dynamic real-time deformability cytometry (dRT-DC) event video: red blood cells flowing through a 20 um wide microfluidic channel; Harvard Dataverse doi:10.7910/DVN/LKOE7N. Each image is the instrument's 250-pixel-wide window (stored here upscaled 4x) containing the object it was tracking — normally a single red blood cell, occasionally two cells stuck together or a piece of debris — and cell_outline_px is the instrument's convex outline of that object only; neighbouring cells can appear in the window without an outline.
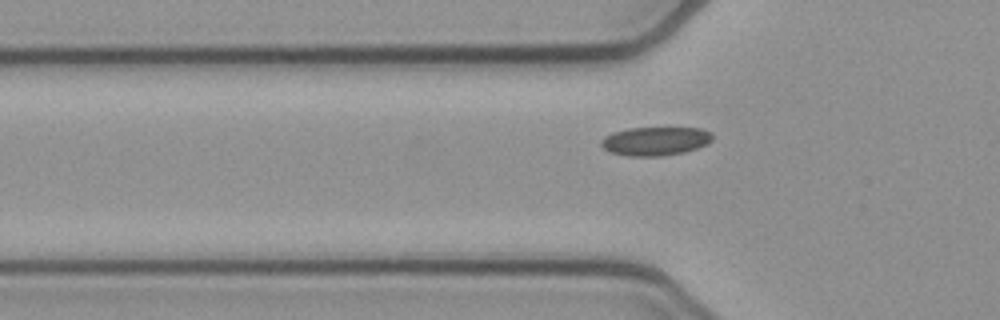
{"species": "common noctule bat (a hibernating species)", "species_latin": "Nyctalus noctula", "temperature_condition": "cold", "stored_images_in_passage": 31, "camera_frame_rate_fps": 3000, "um_per_image_px": 0.085, "animal": {"sex": "female", "body_mass_g": 21.9}, "frame": {"image": 1, "passage_image": 3, "time_ms": 0.667, "image_size_px": [1000, 320], "cell_outline_px": [[712, 140], [708, 144], [684, 152], [660, 156], [628, 156], [612, 152], [604, 148], [600, 144], [600, 140], [604, 136], [612, 132], [628, 128], [700, 128], [712, 132]], "centroid_in_image_um": [55.7, 11.99], "position_along_channel_um": 70.1, "area_um2": 18.61}}
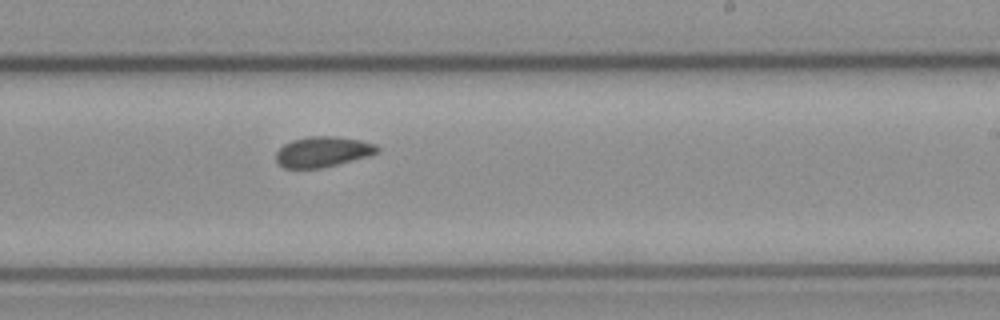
{"frame": {"image": 2, "passage_image": 18, "time_ms": 5.667, "image_size_px": [1000, 320], "cell_outline_px": [[380, 152], [368, 156], [320, 168], [284, 168], [276, 160], [276, 152], [284, 144], [292, 140], [308, 136], [332, 136], [360, 140], [376, 144], [380, 148]], "centroid_in_image_um": [27.44, 12.89], "position_along_channel_um": 261.6, "area_um2": 17.86}}
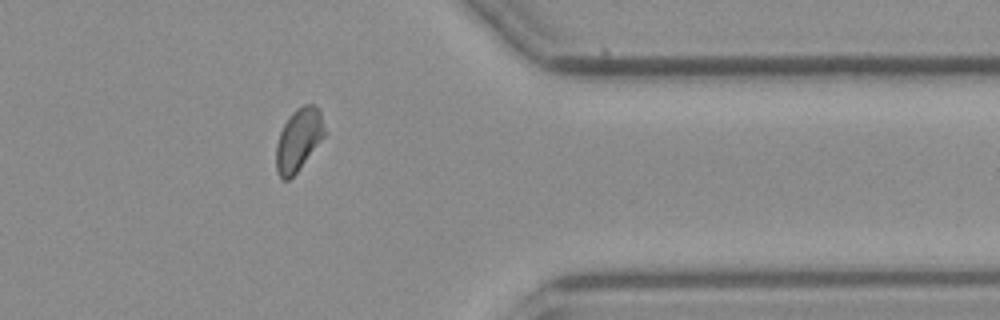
{"frame": {"image": 3, "passage_image": 29, "time_ms": 9.333, "image_size_px": [1000, 320], "cell_outline_px": [[324, 136], [296, 172], [288, 180], [280, 180], [276, 172], [276, 144], [280, 132], [288, 116], [296, 108], [304, 104], [312, 104], [320, 108], [324, 124]], "centroid_in_image_um": [25.35, 11.85], "position_along_channel_um": 386.0, "area_um2": 17.57}, "authors_computed_cell_mechanics": {"area_um2": 18.207, "velocity_mm_per_s": 3.8097, "shape_relaxation_time_tau1_ms": null, "shape_relaxation_time_tau2_ms": 1.7584, "deformation_change_tau1": null, "deformation_change_tau2": 0.0541}}